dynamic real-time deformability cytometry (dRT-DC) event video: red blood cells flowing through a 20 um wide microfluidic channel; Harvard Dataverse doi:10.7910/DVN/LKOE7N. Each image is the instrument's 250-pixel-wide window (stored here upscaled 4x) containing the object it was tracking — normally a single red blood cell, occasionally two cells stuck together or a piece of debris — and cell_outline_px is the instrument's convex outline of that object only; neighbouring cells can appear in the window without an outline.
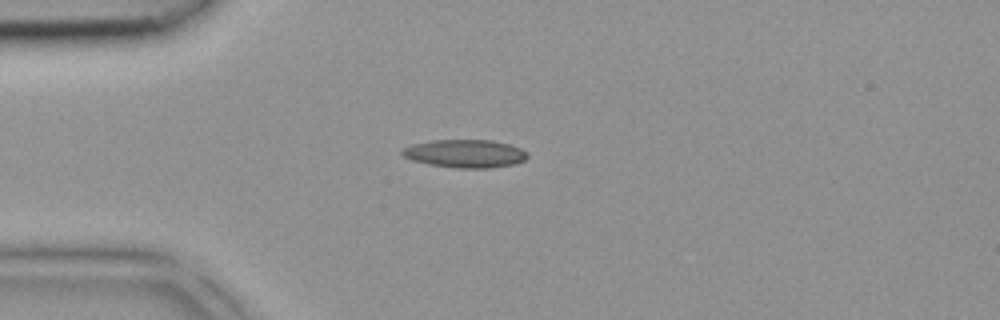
{"species": "common noctule bat (a hibernating species)", "species_latin": "Nyctalus noctula", "temperature_condition": "room temperature", "stored_images_in_passage": 3, "camera_frame_rate_fps": 3000, "um_per_image_px": 0.085, "animal": {"sex": "female", "body_mass_g": 18.4}, "frame": {"image": 1, "passage_image": 2, "time_ms": 0.333, "image_size_px": [1000, 320], "cell_outline_px": [[528, 156], [524, 160], [512, 164], [492, 168], [456, 168], [428, 164], [412, 160], [404, 156], [400, 152], [400, 148], [412, 144], [432, 140], [492, 140], [508, 144], [520, 148], [528, 152]], "centroid_in_image_um": [39.5, 13.05], "position_along_channel_um": 45.5, "area_um2": 20.58}}